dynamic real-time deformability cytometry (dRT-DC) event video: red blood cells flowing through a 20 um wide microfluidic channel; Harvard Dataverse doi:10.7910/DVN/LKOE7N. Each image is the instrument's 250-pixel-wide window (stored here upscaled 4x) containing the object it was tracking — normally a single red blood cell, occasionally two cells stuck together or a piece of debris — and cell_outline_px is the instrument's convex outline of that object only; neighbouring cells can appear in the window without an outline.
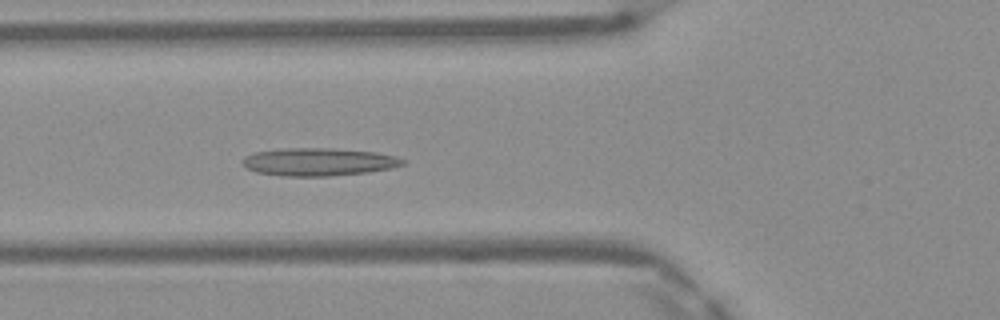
{"species": "Egyptian fruit bat (a non-hibernating species)", "species_latin": "Rousettus aegyptiacus", "temperature_condition": "warm", "stored_images_in_passage": 47, "camera_frame_rate_fps": 3000, "um_per_image_px": 0.085, "frame": {"image": 1, "passage_image": 16, "time_ms": 5.0, "image_size_px": [1000, 320], "cell_outline_px": [[408, 160], [404, 164], [392, 168], [368, 172], [328, 176], [284, 176], [256, 172], [248, 168], [244, 164], [244, 156], [252, 152], [284, 148], [332, 148], [376, 152], [396, 156]], "centroid_in_image_um": [27.12, 13.75], "position_along_channel_um": 98.7, "area_um2": 26.07}}
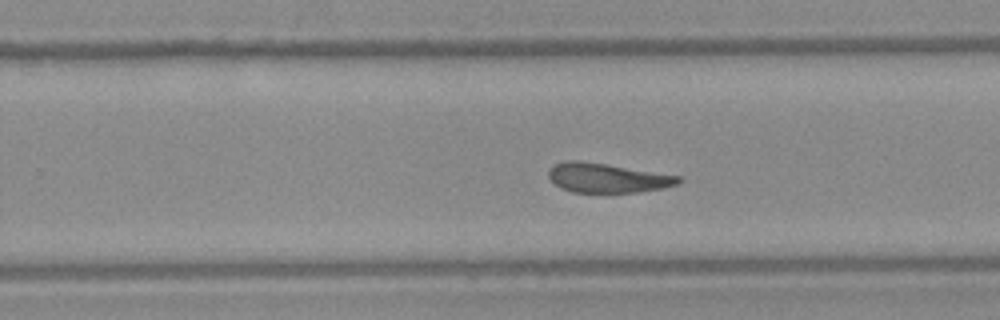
{"frame": {"image": 2, "passage_image": 29, "time_ms": 9.333, "image_size_px": [1000, 320], "cell_outline_px": [[684, 180], [676, 184], [664, 188], [636, 192], [572, 192], [560, 188], [548, 176], [548, 172], [552, 164], [564, 160], [580, 160], [680, 176]], "centroid_in_image_um": [51.58, 15.11], "position_along_channel_um": 278.2, "area_um2": 22.2}}
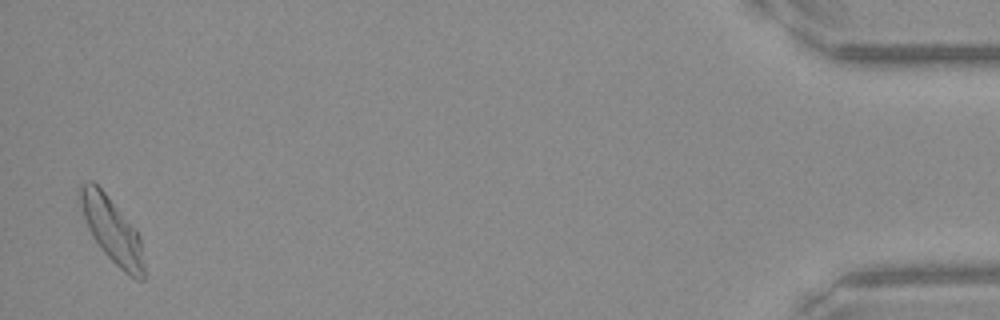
{"frame": {"image": 3, "passage_image": 46, "time_ms": 15.0, "image_size_px": [1000, 320], "cell_outline_px": [[144, 280], [136, 280], [128, 276], [100, 248], [92, 236], [88, 228], [80, 204], [80, 184], [88, 180], [92, 180], [104, 192], [136, 228], [140, 236], [144, 264]], "centroid_in_image_um": [9.54, 19.58], "position_along_channel_um": 425.7, "area_um2": 24.1}, "authors_computed_cell_mechanics": {"area_um2": 23.7558, "velocity_mm_per_s": 4.1374, "shape_relaxation_time_tau1_ms": null, "shape_relaxation_time_tau2_ms": 3.3647, "deformation_change_tau1": null, "deformation_change_tau2": 0.122}}